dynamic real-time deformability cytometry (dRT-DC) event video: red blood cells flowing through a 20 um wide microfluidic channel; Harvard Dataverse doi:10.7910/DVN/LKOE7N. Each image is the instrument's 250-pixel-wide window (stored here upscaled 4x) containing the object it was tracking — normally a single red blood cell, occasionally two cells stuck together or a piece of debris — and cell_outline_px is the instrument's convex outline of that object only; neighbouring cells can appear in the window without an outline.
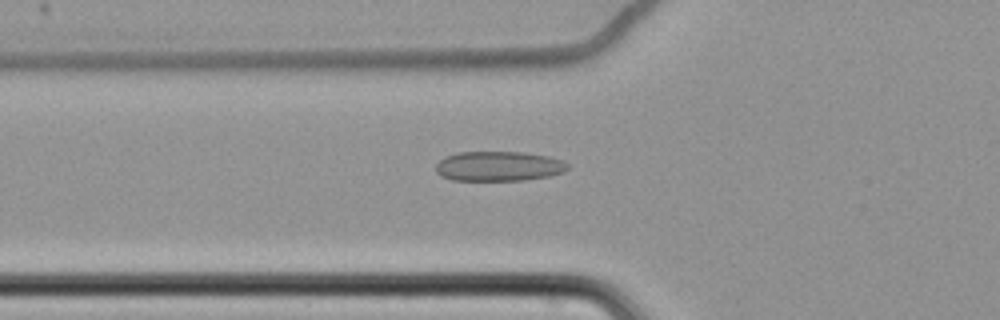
{"species": "common noctule bat (a hibernating species)", "species_latin": "Nyctalus noctula", "temperature_condition": "cold", "stored_images_in_passage": 62, "camera_frame_rate_fps": 3000, "um_per_image_px": 0.085, "animal": {"sex": "female", "body_mass_g": 22.7, "forearm_length_mm": 54.2}, "frame": {"image": 1, "passage_image": 24, "time_ms": 7.667, "image_size_px": [1000, 320], "cell_outline_px": [[568, 168], [564, 172], [548, 176], [524, 180], [452, 180], [440, 176], [436, 172], [436, 164], [444, 156], [460, 152], [524, 152], [548, 156], [564, 160], [568, 164]], "centroid_in_image_um": [42.38, 14.12], "position_along_channel_um": 83.4, "area_um2": 23.0}}
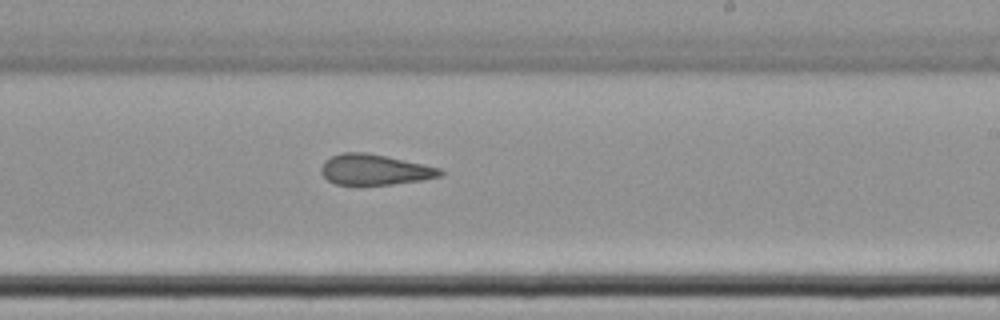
{"frame": {"image": 2, "passage_image": 39, "time_ms": 12.667, "image_size_px": [1000, 320], "cell_outline_px": [[444, 172], [440, 176], [424, 180], [360, 188], [356, 188], [336, 184], [328, 180], [320, 172], [320, 168], [324, 160], [340, 152], [364, 152], [424, 164], [440, 168]], "centroid_in_image_um": [31.79, 14.47], "position_along_channel_um": 257.2, "area_um2": 21.96}}
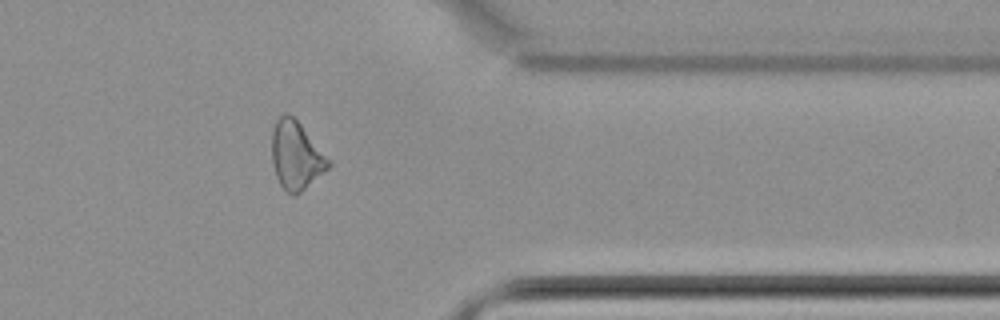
{"frame": {"image": 3, "passage_image": 51, "time_ms": 16.667, "image_size_px": [1000, 320], "cell_outline_px": [[332, 164], [328, 168], [296, 196], [292, 196], [280, 184], [276, 176], [272, 164], [272, 128], [276, 120], [284, 112], [288, 112], [300, 124], [332, 160]], "centroid_in_image_um": [25.17, 13.2], "position_along_channel_um": 386.2, "area_um2": 22.54}}